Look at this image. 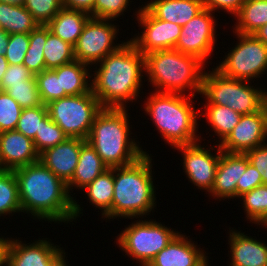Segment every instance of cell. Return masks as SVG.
<instances>
[{
	"mask_svg": "<svg viewBox=\"0 0 267 266\" xmlns=\"http://www.w3.org/2000/svg\"><path fill=\"white\" fill-rule=\"evenodd\" d=\"M130 0H94L93 18L114 20L130 6Z\"/></svg>",
	"mask_w": 267,
	"mask_h": 266,
	"instance_id": "obj_41",
	"label": "cell"
},
{
	"mask_svg": "<svg viewBox=\"0 0 267 266\" xmlns=\"http://www.w3.org/2000/svg\"><path fill=\"white\" fill-rule=\"evenodd\" d=\"M0 160L3 170H15L39 161V154L31 138L9 130L0 132Z\"/></svg>",
	"mask_w": 267,
	"mask_h": 266,
	"instance_id": "obj_17",
	"label": "cell"
},
{
	"mask_svg": "<svg viewBox=\"0 0 267 266\" xmlns=\"http://www.w3.org/2000/svg\"><path fill=\"white\" fill-rule=\"evenodd\" d=\"M10 35L0 28V55L5 56Z\"/></svg>",
	"mask_w": 267,
	"mask_h": 266,
	"instance_id": "obj_48",
	"label": "cell"
},
{
	"mask_svg": "<svg viewBox=\"0 0 267 266\" xmlns=\"http://www.w3.org/2000/svg\"><path fill=\"white\" fill-rule=\"evenodd\" d=\"M145 7L158 19L181 27L204 9L202 0H151Z\"/></svg>",
	"mask_w": 267,
	"mask_h": 266,
	"instance_id": "obj_22",
	"label": "cell"
},
{
	"mask_svg": "<svg viewBox=\"0 0 267 266\" xmlns=\"http://www.w3.org/2000/svg\"><path fill=\"white\" fill-rule=\"evenodd\" d=\"M251 81L223 76L215 68L203 74L200 95L206 97L207 104L228 106L240 115L252 114L266 104V90L255 89Z\"/></svg>",
	"mask_w": 267,
	"mask_h": 266,
	"instance_id": "obj_7",
	"label": "cell"
},
{
	"mask_svg": "<svg viewBox=\"0 0 267 266\" xmlns=\"http://www.w3.org/2000/svg\"><path fill=\"white\" fill-rule=\"evenodd\" d=\"M19 239H9L6 249V266H65L63 248L39 239L29 245Z\"/></svg>",
	"mask_w": 267,
	"mask_h": 266,
	"instance_id": "obj_14",
	"label": "cell"
},
{
	"mask_svg": "<svg viewBox=\"0 0 267 266\" xmlns=\"http://www.w3.org/2000/svg\"><path fill=\"white\" fill-rule=\"evenodd\" d=\"M228 241L231 266H267V245L265 242L234 229L230 230Z\"/></svg>",
	"mask_w": 267,
	"mask_h": 266,
	"instance_id": "obj_21",
	"label": "cell"
},
{
	"mask_svg": "<svg viewBox=\"0 0 267 266\" xmlns=\"http://www.w3.org/2000/svg\"><path fill=\"white\" fill-rule=\"evenodd\" d=\"M7 92L22 108H35L42 105L35 76L23 84L8 85Z\"/></svg>",
	"mask_w": 267,
	"mask_h": 266,
	"instance_id": "obj_36",
	"label": "cell"
},
{
	"mask_svg": "<svg viewBox=\"0 0 267 266\" xmlns=\"http://www.w3.org/2000/svg\"><path fill=\"white\" fill-rule=\"evenodd\" d=\"M16 212H22L16 176L13 170H2L0 171V217Z\"/></svg>",
	"mask_w": 267,
	"mask_h": 266,
	"instance_id": "obj_33",
	"label": "cell"
},
{
	"mask_svg": "<svg viewBox=\"0 0 267 266\" xmlns=\"http://www.w3.org/2000/svg\"><path fill=\"white\" fill-rule=\"evenodd\" d=\"M251 163L260 173L263 184L267 185V144L264 143L245 153Z\"/></svg>",
	"mask_w": 267,
	"mask_h": 266,
	"instance_id": "obj_44",
	"label": "cell"
},
{
	"mask_svg": "<svg viewBox=\"0 0 267 266\" xmlns=\"http://www.w3.org/2000/svg\"><path fill=\"white\" fill-rule=\"evenodd\" d=\"M150 93L143 109L168 145L175 149L200 141L201 137L197 135L200 113L195 110L189 94Z\"/></svg>",
	"mask_w": 267,
	"mask_h": 266,
	"instance_id": "obj_5",
	"label": "cell"
},
{
	"mask_svg": "<svg viewBox=\"0 0 267 266\" xmlns=\"http://www.w3.org/2000/svg\"><path fill=\"white\" fill-rule=\"evenodd\" d=\"M39 26L32 14L23 6L0 2V28L6 33H30Z\"/></svg>",
	"mask_w": 267,
	"mask_h": 266,
	"instance_id": "obj_27",
	"label": "cell"
},
{
	"mask_svg": "<svg viewBox=\"0 0 267 266\" xmlns=\"http://www.w3.org/2000/svg\"><path fill=\"white\" fill-rule=\"evenodd\" d=\"M248 163L249 159L246 154L222 151L213 188L208 195L219 200L236 198V186L241 184L242 168H247Z\"/></svg>",
	"mask_w": 267,
	"mask_h": 266,
	"instance_id": "obj_18",
	"label": "cell"
},
{
	"mask_svg": "<svg viewBox=\"0 0 267 266\" xmlns=\"http://www.w3.org/2000/svg\"><path fill=\"white\" fill-rule=\"evenodd\" d=\"M63 8L80 10L93 17L94 0H62Z\"/></svg>",
	"mask_w": 267,
	"mask_h": 266,
	"instance_id": "obj_46",
	"label": "cell"
},
{
	"mask_svg": "<svg viewBox=\"0 0 267 266\" xmlns=\"http://www.w3.org/2000/svg\"><path fill=\"white\" fill-rule=\"evenodd\" d=\"M203 106L205 113H201L199 116L208 119L209 126L212 127L211 129L218 136V139L220 138L218 142L221 144L238 124L242 115L228 106L206 103Z\"/></svg>",
	"mask_w": 267,
	"mask_h": 266,
	"instance_id": "obj_29",
	"label": "cell"
},
{
	"mask_svg": "<svg viewBox=\"0 0 267 266\" xmlns=\"http://www.w3.org/2000/svg\"><path fill=\"white\" fill-rule=\"evenodd\" d=\"M217 153L211 154V148L201 147L200 142L190 145H181L175 147L176 150L181 151L183 156V170L187 175L189 181L197 186V189L211 192L213 188L214 178L218 167V162L221 155V148L219 144ZM214 154V155H213ZM217 154V155H216Z\"/></svg>",
	"mask_w": 267,
	"mask_h": 266,
	"instance_id": "obj_15",
	"label": "cell"
},
{
	"mask_svg": "<svg viewBox=\"0 0 267 266\" xmlns=\"http://www.w3.org/2000/svg\"><path fill=\"white\" fill-rule=\"evenodd\" d=\"M138 220L121 231L116 244L141 265L151 262L179 232L151 219Z\"/></svg>",
	"mask_w": 267,
	"mask_h": 266,
	"instance_id": "obj_9",
	"label": "cell"
},
{
	"mask_svg": "<svg viewBox=\"0 0 267 266\" xmlns=\"http://www.w3.org/2000/svg\"><path fill=\"white\" fill-rule=\"evenodd\" d=\"M68 136L63 130L51 120L49 114L42 120L41 129L36 133L33 139L34 147L40 155L46 149L64 142Z\"/></svg>",
	"mask_w": 267,
	"mask_h": 266,
	"instance_id": "obj_34",
	"label": "cell"
},
{
	"mask_svg": "<svg viewBox=\"0 0 267 266\" xmlns=\"http://www.w3.org/2000/svg\"><path fill=\"white\" fill-rule=\"evenodd\" d=\"M46 69H54L75 60L74 47L50 32L43 49Z\"/></svg>",
	"mask_w": 267,
	"mask_h": 266,
	"instance_id": "obj_31",
	"label": "cell"
},
{
	"mask_svg": "<svg viewBox=\"0 0 267 266\" xmlns=\"http://www.w3.org/2000/svg\"><path fill=\"white\" fill-rule=\"evenodd\" d=\"M234 33L253 34L267 24V0H245L239 11Z\"/></svg>",
	"mask_w": 267,
	"mask_h": 266,
	"instance_id": "obj_26",
	"label": "cell"
},
{
	"mask_svg": "<svg viewBox=\"0 0 267 266\" xmlns=\"http://www.w3.org/2000/svg\"><path fill=\"white\" fill-rule=\"evenodd\" d=\"M152 167L148 153L130 165L114 167L112 208L102 218L132 220L150 214L157 206Z\"/></svg>",
	"mask_w": 267,
	"mask_h": 266,
	"instance_id": "obj_3",
	"label": "cell"
},
{
	"mask_svg": "<svg viewBox=\"0 0 267 266\" xmlns=\"http://www.w3.org/2000/svg\"><path fill=\"white\" fill-rule=\"evenodd\" d=\"M22 110L7 92L0 91V132L15 130Z\"/></svg>",
	"mask_w": 267,
	"mask_h": 266,
	"instance_id": "obj_39",
	"label": "cell"
},
{
	"mask_svg": "<svg viewBox=\"0 0 267 266\" xmlns=\"http://www.w3.org/2000/svg\"><path fill=\"white\" fill-rule=\"evenodd\" d=\"M203 266H210L208 261Z\"/></svg>",
	"mask_w": 267,
	"mask_h": 266,
	"instance_id": "obj_53",
	"label": "cell"
},
{
	"mask_svg": "<svg viewBox=\"0 0 267 266\" xmlns=\"http://www.w3.org/2000/svg\"><path fill=\"white\" fill-rule=\"evenodd\" d=\"M127 111L126 108H102L86 140L109 168L130 165L147 153L137 144L140 142L129 137L132 133Z\"/></svg>",
	"mask_w": 267,
	"mask_h": 266,
	"instance_id": "obj_4",
	"label": "cell"
},
{
	"mask_svg": "<svg viewBox=\"0 0 267 266\" xmlns=\"http://www.w3.org/2000/svg\"><path fill=\"white\" fill-rule=\"evenodd\" d=\"M8 62L5 58V56L0 55V83L2 81L3 75L6 72L7 68H8Z\"/></svg>",
	"mask_w": 267,
	"mask_h": 266,
	"instance_id": "obj_50",
	"label": "cell"
},
{
	"mask_svg": "<svg viewBox=\"0 0 267 266\" xmlns=\"http://www.w3.org/2000/svg\"><path fill=\"white\" fill-rule=\"evenodd\" d=\"M35 76L40 99L44 105L51 101L68 96L65 91H61L60 75L53 69L43 70Z\"/></svg>",
	"mask_w": 267,
	"mask_h": 266,
	"instance_id": "obj_35",
	"label": "cell"
},
{
	"mask_svg": "<svg viewBox=\"0 0 267 266\" xmlns=\"http://www.w3.org/2000/svg\"><path fill=\"white\" fill-rule=\"evenodd\" d=\"M205 65L197 57L175 49L145 55L147 80L155 87V92L160 93L186 95L185 92L191 90L189 94L192 98L196 96V92L200 94Z\"/></svg>",
	"mask_w": 267,
	"mask_h": 266,
	"instance_id": "obj_6",
	"label": "cell"
},
{
	"mask_svg": "<svg viewBox=\"0 0 267 266\" xmlns=\"http://www.w3.org/2000/svg\"><path fill=\"white\" fill-rule=\"evenodd\" d=\"M91 74V91L103 108H127L137 100L145 72V56L129 40L106 55Z\"/></svg>",
	"mask_w": 267,
	"mask_h": 266,
	"instance_id": "obj_2",
	"label": "cell"
},
{
	"mask_svg": "<svg viewBox=\"0 0 267 266\" xmlns=\"http://www.w3.org/2000/svg\"><path fill=\"white\" fill-rule=\"evenodd\" d=\"M267 139V106L257 112L242 115L232 132L221 143L220 148L227 153L245 154Z\"/></svg>",
	"mask_w": 267,
	"mask_h": 266,
	"instance_id": "obj_16",
	"label": "cell"
},
{
	"mask_svg": "<svg viewBox=\"0 0 267 266\" xmlns=\"http://www.w3.org/2000/svg\"><path fill=\"white\" fill-rule=\"evenodd\" d=\"M14 171L22 212L48 222H72L82 208L67 189V184L40 160ZM31 213V214H30Z\"/></svg>",
	"mask_w": 267,
	"mask_h": 266,
	"instance_id": "obj_1",
	"label": "cell"
},
{
	"mask_svg": "<svg viewBox=\"0 0 267 266\" xmlns=\"http://www.w3.org/2000/svg\"><path fill=\"white\" fill-rule=\"evenodd\" d=\"M1 3H7L11 5L21 6L24 5L25 0H0Z\"/></svg>",
	"mask_w": 267,
	"mask_h": 266,
	"instance_id": "obj_51",
	"label": "cell"
},
{
	"mask_svg": "<svg viewBox=\"0 0 267 266\" xmlns=\"http://www.w3.org/2000/svg\"><path fill=\"white\" fill-rule=\"evenodd\" d=\"M34 74L23 64L8 65L0 83L1 91H5L8 85L23 84L29 80Z\"/></svg>",
	"mask_w": 267,
	"mask_h": 266,
	"instance_id": "obj_42",
	"label": "cell"
},
{
	"mask_svg": "<svg viewBox=\"0 0 267 266\" xmlns=\"http://www.w3.org/2000/svg\"><path fill=\"white\" fill-rule=\"evenodd\" d=\"M9 238L0 237V266H6V249L8 246Z\"/></svg>",
	"mask_w": 267,
	"mask_h": 266,
	"instance_id": "obj_47",
	"label": "cell"
},
{
	"mask_svg": "<svg viewBox=\"0 0 267 266\" xmlns=\"http://www.w3.org/2000/svg\"><path fill=\"white\" fill-rule=\"evenodd\" d=\"M81 190H85L89 203L102 210L104 216L112 208L114 167L105 170Z\"/></svg>",
	"mask_w": 267,
	"mask_h": 266,
	"instance_id": "obj_28",
	"label": "cell"
},
{
	"mask_svg": "<svg viewBox=\"0 0 267 266\" xmlns=\"http://www.w3.org/2000/svg\"><path fill=\"white\" fill-rule=\"evenodd\" d=\"M140 266H155V265H153L151 262H148V263H143Z\"/></svg>",
	"mask_w": 267,
	"mask_h": 266,
	"instance_id": "obj_52",
	"label": "cell"
},
{
	"mask_svg": "<svg viewBox=\"0 0 267 266\" xmlns=\"http://www.w3.org/2000/svg\"><path fill=\"white\" fill-rule=\"evenodd\" d=\"M137 21L142 32L139 36L130 38V41L145 56L146 54L174 49L182 27L173 22L156 18L145 6L136 11Z\"/></svg>",
	"mask_w": 267,
	"mask_h": 266,
	"instance_id": "obj_13",
	"label": "cell"
},
{
	"mask_svg": "<svg viewBox=\"0 0 267 266\" xmlns=\"http://www.w3.org/2000/svg\"><path fill=\"white\" fill-rule=\"evenodd\" d=\"M180 232L151 263L155 266H203L209 259L204 250Z\"/></svg>",
	"mask_w": 267,
	"mask_h": 266,
	"instance_id": "obj_20",
	"label": "cell"
},
{
	"mask_svg": "<svg viewBox=\"0 0 267 266\" xmlns=\"http://www.w3.org/2000/svg\"><path fill=\"white\" fill-rule=\"evenodd\" d=\"M23 6L39 25H47L63 8V3L62 0H25Z\"/></svg>",
	"mask_w": 267,
	"mask_h": 266,
	"instance_id": "obj_38",
	"label": "cell"
},
{
	"mask_svg": "<svg viewBox=\"0 0 267 266\" xmlns=\"http://www.w3.org/2000/svg\"><path fill=\"white\" fill-rule=\"evenodd\" d=\"M3 169H2V165H1V160H0V171H2Z\"/></svg>",
	"mask_w": 267,
	"mask_h": 266,
	"instance_id": "obj_54",
	"label": "cell"
},
{
	"mask_svg": "<svg viewBox=\"0 0 267 266\" xmlns=\"http://www.w3.org/2000/svg\"><path fill=\"white\" fill-rule=\"evenodd\" d=\"M48 114L69 138L87 140L96 115L102 110L90 90L81 95H68L47 104Z\"/></svg>",
	"mask_w": 267,
	"mask_h": 266,
	"instance_id": "obj_8",
	"label": "cell"
},
{
	"mask_svg": "<svg viewBox=\"0 0 267 266\" xmlns=\"http://www.w3.org/2000/svg\"><path fill=\"white\" fill-rule=\"evenodd\" d=\"M213 11L204 8L199 14L189 20L184 26L175 50L197 57L204 64L215 48L216 19Z\"/></svg>",
	"mask_w": 267,
	"mask_h": 266,
	"instance_id": "obj_12",
	"label": "cell"
},
{
	"mask_svg": "<svg viewBox=\"0 0 267 266\" xmlns=\"http://www.w3.org/2000/svg\"><path fill=\"white\" fill-rule=\"evenodd\" d=\"M237 35L238 43L216 66L223 76L250 81L267 71V46L253 34Z\"/></svg>",
	"mask_w": 267,
	"mask_h": 266,
	"instance_id": "obj_10",
	"label": "cell"
},
{
	"mask_svg": "<svg viewBox=\"0 0 267 266\" xmlns=\"http://www.w3.org/2000/svg\"><path fill=\"white\" fill-rule=\"evenodd\" d=\"M81 138H67L64 142L46 149L39 160L66 184L72 179L77 167L82 144Z\"/></svg>",
	"mask_w": 267,
	"mask_h": 266,
	"instance_id": "obj_19",
	"label": "cell"
},
{
	"mask_svg": "<svg viewBox=\"0 0 267 266\" xmlns=\"http://www.w3.org/2000/svg\"><path fill=\"white\" fill-rule=\"evenodd\" d=\"M204 4V8H207L213 12L220 10H225L226 13H231L235 15L245 0H202Z\"/></svg>",
	"mask_w": 267,
	"mask_h": 266,
	"instance_id": "obj_45",
	"label": "cell"
},
{
	"mask_svg": "<svg viewBox=\"0 0 267 266\" xmlns=\"http://www.w3.org/2000/svg\"><path fill=\"white\" fill-rule=\"evenodd\" d=\"M247 220L265 227L267 225V185L257 186L240 196Z\"/></svg>",
	"mask_w": 267,
	"mask_h": 266,
	"instance_id": "obj_32",
	"label": "cell"
},
{
	"mask_svg": "<svg viewBox=\"0 0 267 266\" xmlns=\"http://www.w3.org/2000/svg\"><path fill=\"white\" fill-rule=\"evenodd\" d=\"M29 48V33L10 34L5 58L9 65L23 64L24 56Z\"/></svg>",
	"mask_w": 267,
	"mask_h": 266,
	"instance_id": "obj_40",
	"label": "cell"
},
{
	"mask_svg": "<svg viewBox=\"0 0 267 266\" xmlns=\"http://www.w3.org/2000/svg\"><path fill=\"white\" fill-rule=\"evenodd\" d=\"M48 36V27L39 25L29 33V48L24 56L25 65L34 75L46 70L43 49Z\"/></svg>",
	"mask_w": 267,
	"mask_h": 266,
	"instance_id": "obj_30",
	"label": "cell"
},
{
	"mask_svg": "<svg viewBox=\"0 0 267 266\" xmlns=\"http://www.w3.org/2000/svg\"><path fill=\"white\" fill-rule=\"evenodd\" d=\"M90 66L74 60L53 70L60 75L61 91L67 95H81L91 90ZM90 84H89V83Z\"/></svg>",
	"mask_w": 267,
	"mask_h": 266,
	"instance_id": "obj_25",
	"label": "cell"
},
{
	"mask_svg": "<svg viewBox=\"0 0 267 266\" xmlns=\"http://www.w3.org/2000/svg\"><path fill=\"white\" fill-rule=\"evenodd\" d=\"M48 115L47 105H40L35 108H23L15 130L26 137L35 138L36 133L41 129L42 120Z\"/></svg>",
	"mask_w": 267,
	"mask_h": 266,
	"instance_id": "obj_37",
	"label": "cell"
},
{
	"mask_svg": "<svg viewBox=\"0 0 267 266\" xmlns=\"http://www.w3.org/2000/svg\"><path fill=\"white\" fill-rule=\"evenodd\" d=\"M110 21L114 20L88 19L74 46L75 60L96 66L106 55L117 51L124 44L114 43L119 28Z\"/></svg>",
	"mask_w": 267,
	"mask_h": 266,
	"instance_id": "obj_11",
	"label": "cell"
},
{
	"mask_svg": "<svg viewBox=\"0 0 267 266\" xmlns=\"http://www.w3.org/2000/svg\"><path fill=\"white\" fill-rule=\"evenodd\" d=\"M260 185H263L260 173L251 163H248L247 168H242L241 184L236 186V197L239 198Z\"/></svg>",
	"mask_w": 267,
	"mask_h": 266,
	"instance_id": "obj_43",
	"label": "cell"
},
{
	"mask_svg": "<svg viewBox=\"0 0 267 266\" xmlns=\"http://www.w3.org/2000/svg\"><path fill=\"white\" fill-rule=\"evenodd\" d=\"M90 17L84 11L62 8L46 26L50 32L74 47Z\"/></svg>",
	"mask_w": 267,
	"mask_h": 266,
	"instance_id": "obj_24",
	"label": "cell"
},
{
	"mask_svg": "<svg viewBox=\"0 0 267 266\" xmlns=\"http://www.w3.org/2000/svg\"><path fill=\"white\" fill-rule=\"evenodd\" d=\"M108 168L92 145L85 141L81 146L78 164L73 177L67 183L69 194H71L70 191L73 187H75L74 189H83Z\"/></svg>",
	"mask_w": 267,
	"mask_h": 266,
	"instance_id": "obj_23",
	"label": "cell"
},
{
	"mask_svg": "<svg viewBox=\"0 0 267 266\" xmlns=\"http://www.w3.org/2000/svg\"><path fill=\"white\" fill-rule=\"evenodd\" d=\"M253 35L267 46V24L257 29Z\"/></svg>",
	"mask_w": 267,
	"mask_h": 266,
	"instance_id": "obj_49",
	"label": "cell"
}]
</instances>
